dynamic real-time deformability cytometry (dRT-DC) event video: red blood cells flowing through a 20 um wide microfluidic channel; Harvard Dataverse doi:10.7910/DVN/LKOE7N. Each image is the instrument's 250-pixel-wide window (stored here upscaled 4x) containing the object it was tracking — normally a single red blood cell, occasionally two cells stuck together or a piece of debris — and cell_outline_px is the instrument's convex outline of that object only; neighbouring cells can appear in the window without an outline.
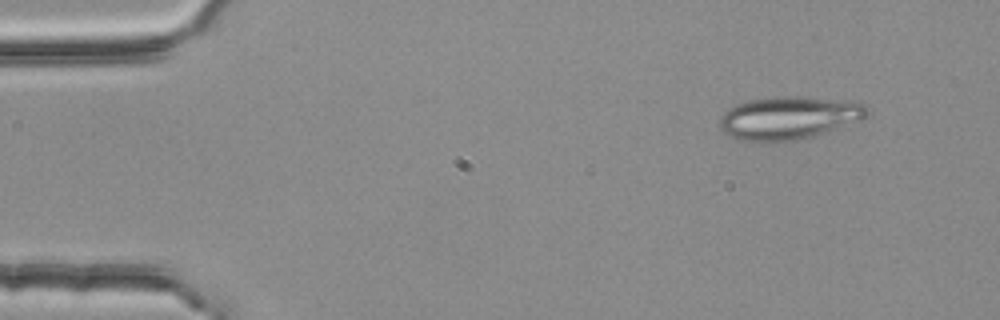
{"species": "common noctule bat (a hibernating species)", "species_latin": "Nyctalus noctula", "temperature_condition": "room temperature", "stored_images_in_passage": 3, "camera_frame_rate_fps": 3000, "um_per_image_px": 0.085, "animal": {"sex": "female", "body_mass_g": 25.1}, "frame": {"image": 1, "passage_image": 1, "time_ms": 0.0, "image_size_px": [1000, 320], "cell_outline_px": [[868, 112], [864, 116], [856, 120], [836, 128], [812, 136], [796, 140], [736, 140], [724, 132], [720, 128], [720, 116], [728, 108], [736, 104], [748, 100], [776, 96], [800, 96], [856, 100], [864, 104], [868, 108]], "centroid_in_image_um": [67.03, 9.97], "position_along_channel_um": 18.0, "area_um2": 36.59}}